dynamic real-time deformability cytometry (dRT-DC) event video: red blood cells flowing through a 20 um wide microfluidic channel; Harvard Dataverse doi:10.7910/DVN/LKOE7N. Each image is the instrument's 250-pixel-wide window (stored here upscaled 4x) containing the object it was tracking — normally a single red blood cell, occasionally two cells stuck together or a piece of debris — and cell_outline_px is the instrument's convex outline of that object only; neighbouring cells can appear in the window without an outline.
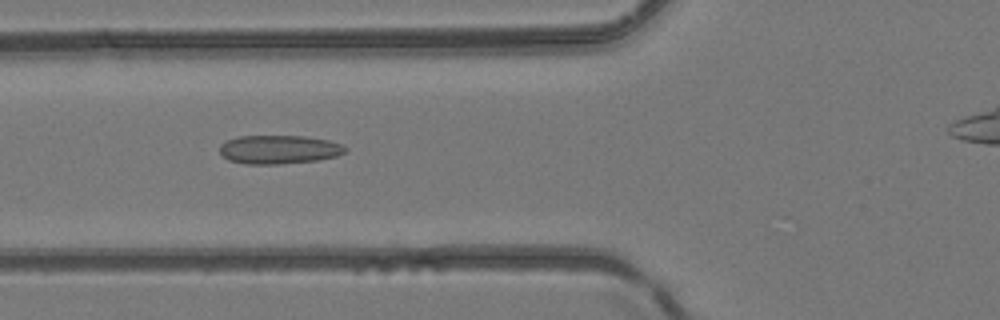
{"species": "common noctule bat (a hibernating species)", "species_latin": "Nyctalus noctula", "temperature_condition": "room temperature", "stored_images_in_passage": 7, "camera_frame_rate_fps": 3000, "um_per_image_px": 0.085, "animal": {"sex": "female", "body_mass_g": 24.6, "forearm_length_mm": 56.2}, "frame": {"image": 1, "passage_image": 6, "time_ms": 6.0, "image_size_px": [1000, 320], "cell_outline_px": [[348, 148], [344, 152], [336, 156], [316, 160], [280, 164], [244, 164], [228, 160], [220, 152], [220, 144], [236, 136], [304, 136], [328, 140], [344, 144]], "centroid_in_image_um": [23.71, 12.7], "position_along_channel_um": 102.1, "area_um2": 21.04}}
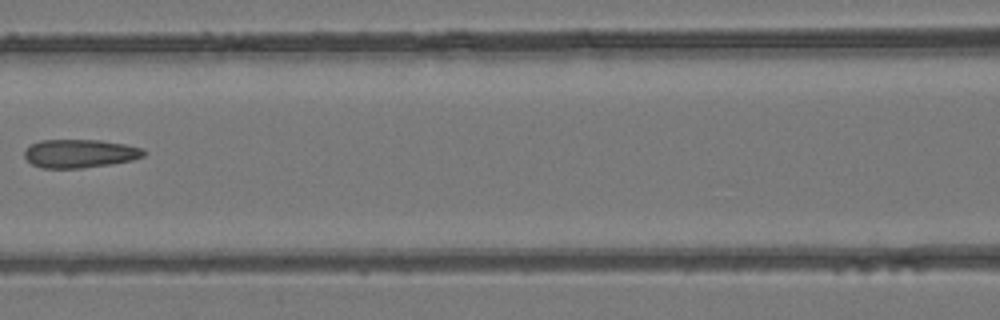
{"frame": {"image": 2, "passage_image": 7, "time_ms": 7.333, "image_size_px": [1000, 320], "cell_outline_px": [[144, 156], [132, 160], [112, 164], [84, 168], [40, 168], [32, 164], [24, 156], [24, 148], [40, 140], [100, 140], [124, 144], [144, 148]], "centroid_in_image_um": [6.77, 13.05], "position_along_channel_um": 159.8, "area_um2": 19.88}}